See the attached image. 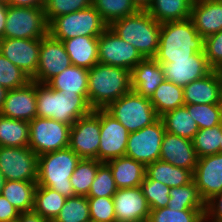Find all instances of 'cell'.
Returning <instances> with one entry per match:
<instances>
[{"instance_id":"obj_1","label":"cell","mask_w":222,"mask_h":222,"mask_svg":"<svg viewBox=\"0 0 222 222\" xmlns=\"http://www.w3.org/2000/svg\"><path fill=\"white\" fill-rule=\"evenodd\" d=\"M196 53H204V38L190 18L161 23L158 52L154 57L157 62L191 59Z\"/></svg>"},{"instance_id":"obj_2","label":"cell","mask_w":222,"mask_h":222,"mask_svg":"<svg viewBox=\"0 0 222 222\" xmlns=\"http://www.w3.org/2000/svg\"><path fill=\"white\" fill-rule=\"evenodd\" d=\"M131 90V71L125 68L98 62L88 71V101L94 110L105 109Z\"/></svg>"},{"instance_id":"obj_3","label":"cell","mask_w":222,"mask_h":222,"mask_svg":"<svg viewBox=\"0 0 222 222\" xmlns=\"http://www.w3.org/2000/svg\"><path fill=\"white\" fill-rule=\"evenodd\" d=\"M36 100L37 117L54 119L70 126L94 110L88 96L63 94L46 83L36 82Z\"/></svg>"},{"instance_id":"obj_4","label":"cell","mask_w":222,"mask_h":222,"mask_svg":"<svg viewBox=\"0 0 222 222\" xmlns=\"http://www.w3.org/2000/svg\"><path fill=\"white\" fill-rule=\"evenodd\" d=\"M122 40L133 45L144 58H154L158 52L161 23L146 10L114 21L109 26Z\"/></svg>"},{"instance_id":"obj_5","label":"cell","mask_w":222,"mask_h":222,"mask_svg":"<svg viewBox=\"0 0 222 222\" xmlns=\"http://www.w3.org/2000/svg\"><path fill=\"white\" fill-rule=\"evenodd\" d=\"M80 160L69 147L39 155L37 185L55 190L66 198L75 196L70 177Z\"/></svg>"},{"instance_id":"obj_6","label":"cell","mask_w":222,"mask_h":222,"mask_svg":"<svg viewBox=\"0 0 222 222\" xmlns=\"http://www.w3.org/2000/svg\"><path fill=\"white\" fill-rule=\"evenodd\" d=\"M108 25L93 7L72 12L54 18L48 24V33L55 39L63 41L78 36L99 37Z\"/></svg>"},{"instance_id":"obj_7","label":"cell","mask_w":222,"mask_h":222,"mask_svg":"<svg viewBox=\"0 0 222 222\" xmlns=\"http://www.w3.org/2000/svg\"><path fill=\"white\" fill-rule=\"evenodd\" d=\"M105 110L117 119L129 133L151 125L159 118L150 99L137 94L134 90L110 103Z\"/></svg>"},{"instance_id":"obj_8","label":"cell","mask_w":222,"mask_h":222,"mask_svg":"<svg viewBox=\"0 0 222 222\" xmlns=\"http://www.w3.org/2000/svg\"><path fill=\"white\" fill-rule=\"evenodd\" d=\"M47 34L43 7L8 6L4 38L41 39Z\"/></svg>"},{"instance_id":"obj_9","label":"cell","mask_w":222,"mask_h":222,"mask_svg":"<svg viewBox=\"0 0 222 222\" xmlns=\"http://www.w3.org/2000/svg\"><path fill=\"white\" fill-rule=\"evenodd\" d=\"M70 125L49 118L35 117L29 122V144L38 156L69 146Z\"/></svg>"},{"instance_id":"obj_10","label":"cell","mask_w":222,"mask_h":222,"mask_svg":"<svg viewBox=\"0 0 222 222\" xmlns=\"http://www.w3.org/2000/svg\"><path fill=\"white\" fill-rule=\"evenodd\" d=\"M164 134L165 127L159 117L151 125L129 134L125 155L145 166L160 160Z\"/></svg>"},{"instance_id":"obj_11","label":"cell","mask_w":222,"mask_h":222,"mask_svg":"<svg viewBox=\"0 0 222 222\" xmlns=\"http://www.w3.org/2000/svg\"><path fill=\"white\" fill-rule=\"evenodd\" d=\"M99 143L100 109H95L70 127L68 147L81 159L98 160Z\"/></svg>"},{"instance_id":"obj_12","label":"cell","mask_w":222,"mask_h":222,"mask_svg":"<svg viewBox=\"0 0 222 222\" xmlns=\"http://www.w3.org/2000/svg\"><path fill=\"white\" fill-rule=\"evenodd\" d=\"M38 155L28 146H0V171L7 180L37 182Z\"/></svg>"},{"instance_id":"obj_13","label":"cell","mask_w":222,"mask_h":222,"mask_svg":"<svg viewBox=\"0 0 222 222\" xmlns=\"http://www.w3.org/2000/svg\"><path fill=\"white\" fill-rule=\"evenodd\" d=\"M99 63L131 71L144 57L130 43L108 28L98 37Z\"/></svg>"},{"instance_id":"obj_14","label":"cell","mask_w":222,"mask_h":222,"mask_svg":"<svg viewBox=\"0 0 222 222\" xmlns=\"http://www.w3.org/2000/svg\"><path fill=\"white\" fill-rule=\"evenodd\" d=\"M71 65L70 57L62 41L53 38L48 33L41 38L38 67L30 79L37 83H47Z\"/></svg>"},{"instance_id":"obj_15","label":"cell","mask_w":222,"mask_h":222,"mask_svg":"<svg viewBox=\"0 0 222 222\" xmlns=\"http://www.w3.org/2000/svg\"><path fill=\"white\" fill-rule=\"evenodd\" d=\"M129 131L105 109H100V143L98 161L125 156Z\"/></svg>"},{"instance_id":"obj_16","label":"cell","mask_w":222,"mask_h":222,"mask_svg":"<svg viewBox=\"0 0 222 222\" xmlns=\"http://www.w3.org/2000/svg\"><path fill=\"white\" fill-rule=\"evenodd\" d=\"M40 46L41 39H0V53L30 78L38 67Z\"/></svg>"},{"instance_id":"obj_17","label":"cell","mask_w":222,"mask_h":222,"mask_svg":"<svg viewBox=\"0 0 222 222\" xmlns=\"http://www.w3.org/2000/svg\"><path fill=\"white\" fill-rule=\"evenodd\" d=\"M0 115L27 122L37 117L36 82L31 80L23 87L8 90Z\"/></svg>"},{"instance_id":"obj_18","label":"cell","mask_w":222,"mask_h":222,"mask_svg":"<svg viewBox=\"0 0 222 222\" xmlns=\"http://www.w3.org/2000/svg\"><path fill=\"white\" fill-rule=\"evenodd\" d=\"M160 64L165 80L181 87L204 78L213 71L204 53H196L191 59L174 60L171 63Z\"/></svg>"},{"instance_id":"obj_19","label":"cell","mask_w":222,"mask_h":222,"mask_svg":"<svg viewBox=\"0 0 222 222\" xmlns=\"http://www.w3.org/2000/svg\"><path fill=\"white\" fill-rule=\"evenodd\" d=\"M193 181L205 203L222 192V153L198 158Z\"/></svg>"},{"instance_id":"obj_20","label":"cell","mask_w":222,"mask_h":222,"mask_svg":"<svg viewBox=\"0 0 222 222\" xmlns=\"http://www.w3.org/2000/svg\"><path fill=\"white\" fill-rule=\"evenodd\" d=\"M116 222L148 220L150 208L141 187L117 189L113 195Z\"/></svg>"},{"instance_id":"obj_21","label":"cell","mask_w":222,"mask_h":222,"mask_svg":"<svg viewBox=\"0 0 222 222\" xmlns=\"http://www.w3.org/2000/svg\"><path fill=\"white\" fill-rule=\"evenodd\" d=\"M160 160L190 170L193 173L198 162V156L191 140L165 131L161 144Z\"/></svg>"},{"instance_id":"obj_22","label":"cell","mask_w":222,"mask_h":222,"mask_svg":"<svg viewBox=\"0 0 222 222\" xmlns=\"http://www.w3.org/2000/svg\"><path fill=\"white\" fill-rule=\"evenodd\" d=\"M190 19L203 38L222 30V0H194Z\"/></svg>"},{"instance_id":"obj_23","label":"cell","mask_w":222,"mask_h":222,"mask_svg":"<svg viewBox=\"0 0 222 222\" xmlns=\"http://www.w3.org/2000/svg\"><path fill=\"white\" fill-rule=\"evenodd\" d=\"M163 81L162 66L154 58H144L131 70V88L143 97L150 99Z\"/></svg>"},{"instance_id":"obj_24","label":"cell","mask_w":222,"mask_h":222,"mask_svg":"<svg viewBox=\"0 0 222 222\" xmlns=\"http://www.w3.org/2000/svg\"><path fill=\"white\" fill-rule=\"evenodd\" d=\"M184 103L191 104H220V85L216 70L199 80L183 87Z\"/></svg>"},{"instance_id":"obj_25","label":"cell","mask_w":222,"mask_h":222,"mask_svg":"<svg viewBox=\"0 0 222 222\" xmlns=\"http://www.w3.org/2000/svg\"><path fill=\"white\" fill-rule=\"evenodd\" d=\"M106 164L118 189L139 187L145 178L146 166L126 155L109 160Z\"/></svg>"},{"instance_id":"obj_26","label":"cell","mask_w":222,"mask_h":222,"mask_svg":"<svg viewBox=\"0 0 222 222\" xmlns=\"http://www.w3.org/2000/svg\"><path fill=\"white\" fill-rule=\"evenodd\" d=\"M62 43L72 65L89 70L99 62L98 37L78 36Z\"/></svg>"},{"instance_id":"obj_27","label":"cell","mask_w":222,"mask_h":222,"mask_svg":"<svg viewBox=\"0 0 222 222\" xmlns=\"http://www.w3.org/2000/svg\"><path fill=\"white\" fill-rule=\"evenodd\" d=\"M88 69L71 65L46 84L63 94L88 96Z\"/></svg>"},{"instance_id":"obj_28","label":"cell","mask_w":222,"mask_h":222,"mask_svg":"<svg viewBox=\"0 0 222 222\" xmlns=\"http://www.w3.org/2000/svg\"><path fill=\"white\" fill-rule=\"evenodd\" d=\"M145 177L173 188L189 184L193 180V173L168 162L157 160L146 165Z\"/></svg>"},{"instance_id":"obj_29","label":"cell","mask_w":222,"mask_h":222,"mask_svg":"<svg viewBox=\"0 0 222 222\" xmlns=\"http://www.w3.org/2000/svg\"><path fill=\"white\" fill-rule=\"evenodd\" d=\"M194 0H152L146 10L157 22L182 21L190 18Z\"/></svg>"},{"instance_id":"obj_30","label":"cell","mask_w":222,"mask_h":222,"mask_svg":"<svg viewBox=\"0 0 222 222\" xmlns=\"http://www.w3.org/2000/svg\"><path fill=\"white\" fill-rule=\"evenodd\" d=\"M36 186L37 182L7 180L1 195L20 213L33 211Z\"/></svg>"},{"instance_id":"obj_31","label":"cell","mask_w":222,"mask_h":222,"mask_svg":"<svg viewBox=\"0 0 222 222\" xmlns=\"http://www.w3.org/2000/svg\"><path fill=\"white\" fill-rule=\"evenodd\" d=\"M160 118L164 124L165 131L191 141L199 130L195 120L185 106L170 110Z\"/></svg>"},{"instance_id":"obj_32","label":"cell","mask_w":222,"mask_h":222,"mask_svg":"<svg viewBox=\"0 0 222 222\" xmlns=\"http://www.w3.org/2000/svg\"><path fill=\"white\" fill-rule=\"evenodd\" d=\"M150 102L160 117L170 110L185 105L183 87L165 80L156 88Z\"/></svg>"},{"instance_id":"obj_33","label":"cell","mask_w":222,"mask_h":222,"mask_svg":"<svg viewBox=\"0 0 222 222\" xmlns=\"http://www.w3.org/2000/svg\"><path fill=\"white\" fill-rule=\"evenodd\" d=\"M170 200L167 207L174 210H203L206 211V203L192 180L189 184L170 189Z\"/></svg>"},{"instance_id":"obj_34","label":"cell","mask_w":222,"mask_h":222,"mask_svg":"<svg viewBox=\"0 0 222 222\" xmlns=\"http://www.w3.org/2000/svg\"><path fill=\"white\" fill-rule=\"evenodd\" d=\"M66 199L55 190L37 185L34 193L33 211L49 222L54 221Z\"/></svg>"},{"instance_id":"obj_35","label":"cell","mask_w":222,"mask_h":222,"mask_svg":"<svg viewBox=\"0 0 222 222\" xmlns=\"http://www.w3.org/2000/svg\"><path fill=\"white\" fill-rule=\"evenodd\" d=\"M29 144V122L0 115V146L26 147Z\"/></svg>"},{"instance_id":"obj_36","label":"cell","mask_w":222,"mask_h":222,"mask_svg":"<svg viewBox=\"0 0 222 222\" xmlns=\"http://www.w3.org/2000/svg\"><path fill=\"white\" fill-rule=\"evenodd\" d=\"M102 164L96 159H81L77 164L70 183L74 190V195L87 196L93 183L98 167Z\"/></svg>"},{"instance_id":"obj_37","label":"cell","mask_w":222,"mask_h":222,"mask_svg":"<svg viewBox=\"0 0 222 222\" xmlns=\"http://www.w3.org/2000/svg\"><path fill=\"white\" fill-rule=\"evenodd\" d=\"M92 6L108 26L138 11L132 0H92Z\"/></svg>"},{"instance_id":"obj_38","label":"cell","mask_w":222,"mask_h":222,"mask_svg":"<svg viewBox=\"0 0 222 222\" xmlns=\"http://www.w3.org/2000/svg\"><path fill=\"white\" fill-rule=\"evenodd\" d=\"M222 123L212 128L199 129L192 142L198 158L219 153Z\"/></svg>"},{"instance_id":"obj_39","label":"cell","mask_w":222,"mask_h":222,"mask_svg":"<svg viewBox=\"0 0 222 222\" xmlns=\"http://www.w3.org/2000/svg\"><path fill=\"white\" fill-rule=\"evenodd\" d=\"M90 210L86 196L75 195L66 199L53 222H88Z\"/></svg>"},{"instance_id":"obj_40","label":"cell","mask_w":222,"mask_h":222,"mask_svg":"<svg viewBox=\"0 0 222 222\" xmlns=\"http://www.w3.org/2000/svg\"><path fill=\"white\" fill-rule=\"evenodd\" d=\"M198 129L212 128L222 123V106L220 104L184 105Z\"/></svg>"},{"instance_id":"obj_41","label":"cell","mask_w":222,"mask_h":222,"mask_svg":"<svg viewBox=\"0 0 222 222\" xmlns=\"http://www.w3.org/2000/svg\"><path fill=\"white\" fill-rule=\"evenodd\" d=\"M149 222H204L203 210H174L169 207L150 210Z\"/></svg>"},{"instance_id":"obj_42","label":"cell","mask_w":222,"mask_h":222,"mask_svg":"<svg viewBox=\"0 0 222 222\" xmlns=\"http://www.w3.org/2000/svg\"><path fill=\"white\" fill-rule=\"evenodd\" d=\"M150 210L167 207L170 200V187L165 184L144 178L140 185Z\"/></svg>"},{"instance_id":"obj_43","label":"cell","mask_w":222,"mask_h":222,"mask_svg":"<svg viewBox=\"0 0 222 222\" xmlns=\"http://www.w3.org/2000/svg\"><path fill=\"white\" fill-rule=\"evenodd\" d=\"M31 79L0 53V85L12 90L25 86Z\"/></svg>"},{"instance_id":"obj_44","label":"cell","mask_w":222,"mask_h":222,"mask_svg":"<svg viewBox=\"0 0 222 222\" xmlns=\"http://www.w3.org/2000/svg\"><path fill=\"white\" fill-rule=\"evenodd\" d=\"M92 6V0H45L44 13L49 24L54 18Z\"/></svg>"},{"instance_id":"obj_45","label":"cell","mask_w":222,"mask_h":222,"mask_svg":"<svg viewBox=\"0 0 222 222\" xmlns=\"http://www.w3.org/2000/svg\"><path fill=\"white\" fill-rule=\"evenodd\" d=\"M117 189L110 167L102 163L86 197H113Z\"/></svg>"},{"instance_id":"obj_46","label":"cell","mask_w":222,"mask_h":222,"mask_svg":"<svg viewBox=\"0 0 222 222\" xmlns=\"http://www.w3.org/2000/svg\"><path fill=\"white\" fill-rule=\"evenodd\" d=\"M90 220L94 222H116L112 197H87Z\"/></svg>"},{"instance_id":"obj_47","label":"cell","mask_w":222,"mask_h":222,"mask_svg":"<svg viewBox=\"0 0 222 222\" xmlns=\"http://www.w3.org/2000/svg\"><path fill=\"white\" fill-rule=\"evenodd\" d=\"M204 54L213 70L222 67V30L204 38Z\"/></svg>"},{"instance_id":"obj_48","label":"cell","mask_w":222,"mask_h":222,"mask_svg":"<svg viewBox=\"0 0 222 222\" xmlns=\"http://www.w3.org/2000/svg\"><path fill=\"white\" fill-rule=\"evenodd\" d=\"M206 222H222V192L206 202Z\"/></svg>"},{"instance_id":"obj_49","label":"cell","mask_w":222,"mask_h":222,"mask_svg":"<svg viewBox=\"0 0 222 222\" xmlns=\"http://www.w3.org/2000/svg\"><path fill=\"white\" fill-rule=\"evenodd\" d=\"M20 215L16 209L4 196L0 195V222L17 220Z\"/></svg>"},{"instance_id":"obj_50","label":"cell","mask_w":222,"mask_h":222,"mask_svg":"<svg viewBox=\"0 0 222 222\" xmlns=\"http://www.w3.org/2000/svg\"><path fill=\"white\" fill-rule=\"evenodd\" d=\"M7 4L9 6L16 7H44L45 0H8Z\"/></svg>"},{"instance_id":"obj_51","label":"cell","mask_w":222,"mask_h":222,"mask_svg":"<svg viewBox=\"0 0 222 222\" xmlns=\"http://www.w3.org/2000/svg\"><path fill=\"white\" fill-rule=\"evenodd\" d=\"M18 222H49L48 220L44 219L34 211L29 212H21L18 219Z\"/></svg>"},{"instance_id":"obj_52","label":"cell","mask_w":222,"mask_h":222,"mask_svg":"<svg viewBox=\"0 0 222 222\" xmlns=\"http://www.w3.org/2000/svg\"><path fill=\"white\" fill-rule=\"evenodd\" d=\"M8 6L7 3H0V39L4 38Z\"/></svg>"},{"instance_id":"obj_53","label":"cell","mask_w":222,"mask_h":222,"mask_svg":"<svg viewBox=\"0 0 222 222\" xmlns=\"http://www.w3.org/2000/svg\"><path fill=\"white\" fill-rule=\"evenodd\" d=\"M138 10H147L152 3V0H132Z\"/></svg>"},{"instance_id":"obj_54","label":"cell","mask_w":222,"mask_h":222,"mask_svg":"<svg viewBox=\"0 0 222 222\" xmlns=\"http://www.w3.org/2000/svg\"><path fill=\"white\" fill-rule=\"evenodd\" d=\"M217 76L219 78V85H220V105L222 106V67L216 69Z\"/></svg>"},{"instance_id":"obj_55","label":"cell","mask_w":222,"mask_h":222,"mask_svg":"<svg viewBox=\"0 0 222 222\" xmlns=\"http://www.w3.org/2000/svg\"><path fill=\"white\" fill-rule=\"evenodd\" d=\"M7 91H8L7 89L3 88V87L0 85V110H1L2 105H3V102H4V100H5Z\"/></svg>"},{"instance_id":"obj_56","label":"cell","mask_w":222,"mask_h":222,"mask_svg":"<svg viewBox=\"0 0 222 222\" xmlns=\"http://www.w3.org/2000/svg\"><path fill=\"white\" fill-rule=\"evenodd\" d=\"M5 182H6V179L0 171V195L2 193V189L4 188Z\"/></svg>"},{"instance_id":"obj_57","label":"cell","mask_w":222,"mask_h":222,"mask_svg":"<svg viewBox=\"0 0 222 222\" xmlns=\"http://www.w3.org/2000/svg\"><path fill=\"white\" fill-rule=\"evenodd\" d=\"M219 153H222V135H221V142H220Z\"/></svg>"},{"instance_id":"obj_58","label":"cell","mask_w":222,"mask_h":222,"mask_svg":"<svg viewBox=\"0 0 222 222\" xmlns=\"http://www.w3.org/2000/svg\"><path fill=\"white\" fill-rule=\"evenodd\" d=\"M8 0H0V3H7Z\"/></svg>"}]
</instances>
